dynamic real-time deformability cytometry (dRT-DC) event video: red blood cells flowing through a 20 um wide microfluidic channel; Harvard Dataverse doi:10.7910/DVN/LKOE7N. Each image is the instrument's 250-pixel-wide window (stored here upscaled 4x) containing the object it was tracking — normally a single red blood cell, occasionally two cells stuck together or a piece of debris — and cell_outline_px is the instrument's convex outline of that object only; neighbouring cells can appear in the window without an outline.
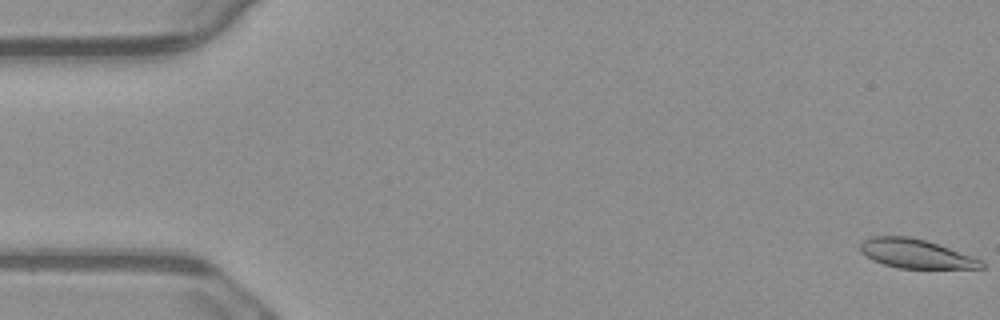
{"species": "common noctule bat (a hibernating species)", "species_latin": "Nyctalus noctula", "temperature_condition": "warm", "stored_images_in_passage": 5, "camera_frame_rate_fps": 3000, "um_per_image_px": 0.085, "animal": {"sex": "male", "body_mass_g": 23.1, "forearm_length_mm": 52.7}, "frame": {"image": 1, "passage_image": 1, "time_ms": 0.0, "image_size_px": [1000, 320], "cell_outline_px": [[984, 268], [900, 268], [884, 264], [872, 260], [864, 256], [860, 252], [860, 240], [872, 236], [908, 236], [924, 240], [972, 256], [980, 260], [984, 264]], "centroid_in_image_um": [77.76, 21.56], "position_along_channel_um": 7.2, "area_um2": 20.35}}